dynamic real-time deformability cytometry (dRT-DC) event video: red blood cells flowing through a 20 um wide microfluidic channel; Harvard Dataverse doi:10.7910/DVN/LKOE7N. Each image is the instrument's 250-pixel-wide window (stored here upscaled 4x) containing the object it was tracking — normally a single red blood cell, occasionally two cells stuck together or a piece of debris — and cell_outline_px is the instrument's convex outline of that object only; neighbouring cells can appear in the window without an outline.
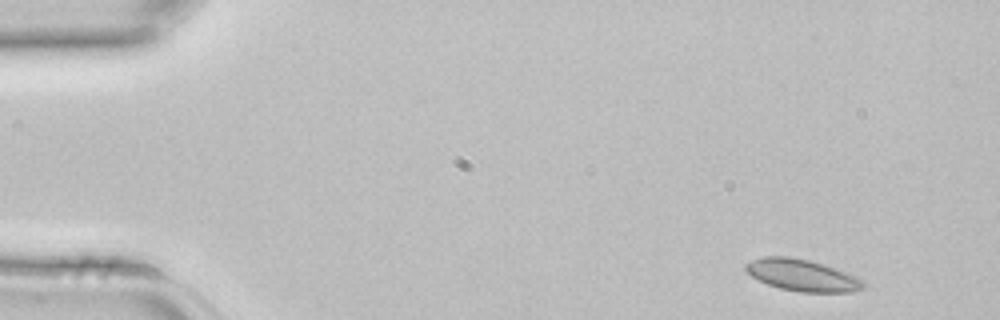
{"species": "common noctule bat (a hibernating species)", "species_latin": "Nyctalus noctula", "temperature_condition": "room temperature", "stored_images_in_passage": 3, "camera_frame_rate_fps": 3000, "um_per_image_px": 0.085, "animal": {"sex": "female", "body_mass_g": 22.7, "forearm_length_mm": 54.2}, "frame": {"image": 1, "passage_image": 1, "time_ms": 0.0, "image_size_px": [1000, 320], "cell_outline_px": [[868, 284], [864, 288], [852, 292], [800, 292], [780, 288], [768, 284], [752, 276], [744, 268], [744, 264], [752, 260], [764, 256], [788, 256], [808, 260], [824, 264], [836, 268], [856, 276], [864, 280]], "centroid_in_image_um": [68.23, 23.39], "position_along_channel_um": 16.8, "area_um2": 21.85}}
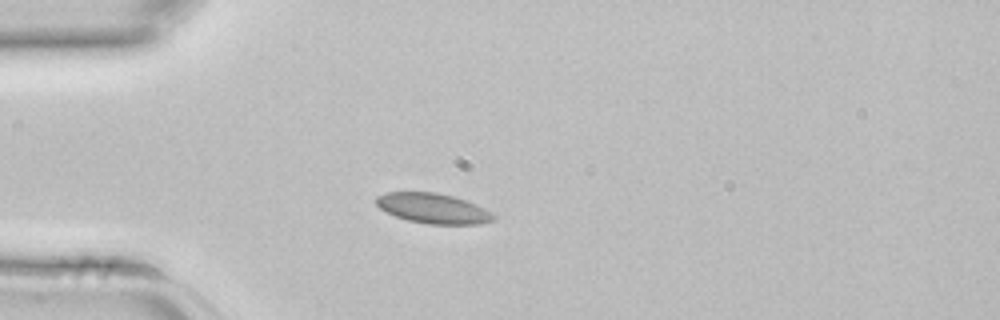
{"frame": {"image": 2, "passage_image": 3, "time_ms": 0.667, "image_size_px": [1000, 320], "cell_outline_px": [[496, 220], [480, 224], [428, 224], [408, 220], [396, 216], [380, 208], [376, 204], [376, 196], [384, 192], [436, 192], [452, 196], [476, 204], [492, 212], [496, 216]], "centroid_in_image_um": [36.83, 17.71], "position_along_channel_um": 48.2, "area_um2": 20.58}}